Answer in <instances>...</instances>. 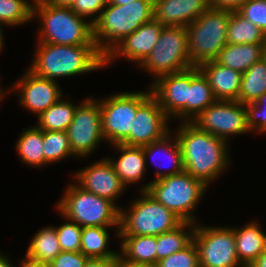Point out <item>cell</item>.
Wrapping results in <instances>:
<instances>
[{"instance_id":"1","label":"cell","mask_w":266,"mask_h":267,"mask_svg":"<svg viewBox=\"0 0 266 267\" xmlns=\"http://www.w3.org/2000/svg\"><path fill=\"white\" fill-rule=\"evenodd\" d=\"M175 126L171 131L180 145L184 170L207 187L214 186L234 164L231 145L192 122H178Z\"/></svg>"},{"instance_id":"2","label":"cell","mask_w":266,"mask_h":267,"mask_svg":"<svg viewBox=\"0 0 266 267\" xmlns=\"http://www.w3.org/2000/svg\"><path fill=\"white\" fill-rule=\"evenodd\" d=\"M28 69L39 77L60 82L105 68V57L96 45L35 43ZM60 80V81H59Z\"/></svg>"},{"instance_id":"3","label":"cell","mask_w":266,"mask_h":267,"mask_svg":"<svg viewBox=\"0 0 266 267\" xmlns=\"http://www.w3.org/2000/svg\"><path fill=\"white\" fill-rule=\"evenodd\" d=\"M36 42L58 45H96L93 24L70 7L52 5L44 0L33 5Z\"/></svg>"},{"instance_id":"4","label":"cell","mask_w":266,"mask_h":267,"mask_svg":"<svg viewBox=\"0 0 266 267\" xmlns=\"http://www.w3.org/2000/svg\"><path fill=\"white\" fill-rule=\"evenodd\" d=\"M154 19L153 0L108 4L93 23L94 42L105 57L125 37Z\"/></svg>"},{"instance_id":"5","label":"cell","mask_w":266,"mask_h":267,"mask_svg":"<svg viewBox=\"0 0 266 267\" xmlns=\"http://www.w3.org/2000/svg\"><path fill=\"white\" fill-rule=\"evenodd\" d=\"M62 189L53 206L81 227H119L120 208L112 201L87 192L73 180Z\"/></svg>"},{"instance_id":"6","label":"cell","mask_w":266,"mask_h":267,"mask_svg":"<svg viewBox=\"0 0 266 267\" xmlns=\"http://www.w3.org/2000/svg\"><path fill=\"white\" fill-rule=\"evenodd\" d=\"M131 199L120 208L119 236H158L183 222L147 191H138Z\"/></svg>"},{"instance_id":"7","label":"cell","mask_w":266,"mask_h":267,"mask_svg":"<svg viewBox=\"0 0 266 267\" xmlns=\"http://www.w3.org/2000/svg\"><path fill=\"white\" fill-rule=\"evenodd\" d=\"M210 190L185 170L150 182L147 192L183 222L198 223V207Z\"/></svg>"},{"instance_id":"8","label":"cell","mask_w":266,"mask_h":267,"mask_svg":"<svg viewBox=\"0 0 266 267\" xmlns=\"http://www.w3.org/2000/svg\"><path fill=\"white\" fill-rule=\"evenodd\" d=\"M232 10L210 7L189 24L187 29V52L194 67L216 60L228 44L227 27Z\"/></svg>"},{"instance_id":"9","label":"cell","mask_w":266,"mask_h":267,"mask_svg":"<svg viewBox=\"0 0 266 267\" xmlns=\"http://www.w3.org/2000/svg\"><path fill=\"white\" fill-rule=\"evenodd\" d=\"M146 85L144 90H122L100 97L102 134L108 146L121 144L129 136L137 109L152 95Z\"/></svg>"},{"instance_id":"10","label":"cell","mask_w":266,"mask_h":267,"mask_svg":"<svg viewBox=\"0 0 266 267\" xmlns=\"http://www.w3.org/2000/svg\"><path fill=\"white\" fill-rule=\"evenodd\" d=\"M192 67L187 52L186 27L164 26L151 53L136 70L150 76V85L162 75L179 73Z\"/></svg>"},{"instance_id":"11","label":"cell","mask_w":266,"mask_h":267,"mask_svg":"<svg viewBox=\"0 0 266 267\" xmlns=\"http://www.w3.org/2000/svg\"><path fill=\"white\" fill-rule=\"evenodd\" d=\"M66 132L73 155L84 162L95 154L100 144H106L102 134L100 97L82 98Z\"/></svg>"},{"instance_id":"12","label":"cell","mask_w":266,"mask_h":267,"mask_svg":"<svg viewBox=\"0 0 266 267\" xmlns=\"http://www.w3.org/2000/svg\"><path fill=\"white\" fill-rule=\"evenodd\" d=\"M199 267H245L238 259L233 225L199 221L193 234Z\"/></svg>"},{"instance_id":"13","label":"cell","mask_w":266,"mask_h":267,"mask_svg":"<svg viewBox=\"0 0 266 267\" xmlns=\"http://www.w3.org/2000/svg\"><path fill=\"white\" fill-rule=\"evenodd\" d=\"M198 128L232 144L235 136L251 134L247 125L245 104L216 100L192 121Z\"/></svg>"},{"instance_id":"14","label":"cell","mask_w":266,"mask_h":267,"mask_svg":"<svg viewBox=\"0 0 266 267\" xmlns=\"http://www.w3.org/2000/svg\"><path fill=\"white\" fill-rule=\"evenodd\" d=\"M21 75L7 86V94L11 96L16 93L14 96L16 95L17 106L34 114V118L35 116L37 118L67 93L60 86V82L39 77L28 68Z\"/></svg>"},{"instance_id":"15","label":"cell","mask_w":266,"mask_h":267,"mask_svg":"<svg viewBox=\"0 0 266 267\" xmlns=\"http://www.w3.org/2000/svg\"><path fill=\"white\" fill-rule=\"evenodd\" d=\"M74 171L69 175L83 190L110 200L119 208L123 206L118 201L123 198L128 189L117 176L113 165L105 155Z\"/></svg>"},{"instance_id":"16","label":"cell","mask_w":266,"mask_h":267,"mask_svg":"<svg viewBox=\"0 0 266 267\" xmlns=\"http://www.w3.org/2000/svg\"><path fill=\"white\" fill-rule=\"evenodd\" d=\"M172 121L151 95L138 109L129 136L121 143L143 147L163 139L171 132Z\"/></svg>"},{"instance_id":"17","label":"cell","mask_w":266,"mask_h":267,"mask_svg":"<svg viewBox=\"0 0 266 267\" xmlns=\"http://www.w3.org/2000/svg\"><path fill=\"white\" fill-rule=\"evenodd\" d=\"M163 27L154 19L141 25L105 56V69H110L111 65L119 63L122 59L137 69L156 45Z\"/></svg>"},{"instance_id":"18","label":"cell","mask_w":266,"mask_h":267,"mask_svg":"<svg viewBox=\"0 0 266 267\" xmlns=\"http://www.w3.org/2000/svg\"><path fill=\"white\" fill-rule=\"evenodd\" d=\"M149 86L172 124L187 122L188 70L162 75Z\"/></svg>"},{"instance_id":"19","label":"cell","mask_w":266,"mask_h":267,"mask_svg":"<svg viewBox=\"0 0 266 267\" xmlns=\"http://www.w3.org/2000/svg\"><path fill=\"white\" fill-rule=\"evenodd\" d=\"M110 149H113L117 154L110 156L106 155L107 159L114 167L115 173L121 179L122 183L129 187H137L138 191H147L151 180L146 181V163L144 157L143 147L128 146L124 144L109 145ZM146 181L145 183H143ZM143 183V184H141Z\"/></svg>"},{"instance_id":"20","label":"cell","mask_w":266,"mask_h":267,"mask_svg":"<svg viewBox=\"0 0 266 267\" xmlns=\"http://www.w3.org/2000/svg\"><path fill=\"white\" fill-rule=\"evenodd\" d=\"M143 151L147 171L152 164L156 167L153 171L154 177L150 179L151 181L184 171L180 145L172 131L163 139L143 146Z\"/></svg>"},{"instance_id":"21","label":"cell","mask_w":266,"mask_h":267,"mask_svg":"<svg viewBox=\"0 0 266 267\" xmlns=\"http://www.w3.org/2000/svg\"><path fill=\"white\" fill-rule=\"evenodd\" d=\"M154 20L163 26L187 27L211 6L209 0H153Z\"/></svg>"},{"instance_id":"22","label":"cell","mask_w":266,"mask_h":267,"mask_svg":"<svg viewBox=\"0 0 266 267\" xmlns=\"http://www.w3.org/2000/svg\"><path fill=\"white\" fill-rule=\"evenodd\" d=\"M233 231L238 259L249 267L266 250V230L257 218L233 225Z\"/></svg>"},{"instance_id":"23","label":"cell","mask_w":266,"mask_h":267,"mask_svg":"<svg viewBox=\"0 0 266 267\" xmlns=\"http://www.w3.org/2000/svg\"><path fill=\"white\" fill-rule=\"evenodd\" d=\"M198 68L207 78L217 100L238 101L242 73L225 67L216 60L204 62Z\"/></svg>"},{"instance_id":"24","label":"cell","mask_w":266,"mask_h":267,"mask_svg":"<svg viewBox=\"0 0 266 267\" xmlns=\"http://www.w3.org/2000/svg\"><path fill=\"white\" fill-rule=\"evenodd\" d=\"M112 238L119 244V227H83L81 252L88 258H115L119 247L116 250L110 247Z\"/></svg>"},{"instance_id":"25","label":"cell","mask_w":266,"mask_h":267,"mask_svg":"<svg viewBox=\"0 0 266 267\" xmlns=\"http://www.w3.org/2000/svg\"><path fill=\"white\" fill-rule=\"evenodd\" d=\"M31 125L23 128L14 148L22 166L41 171L44 169L43 131L35 124Z\"/></svg>"},{"instance_id":"26","label":"cell","mask_w":266,"mask_h":267,"mask_svg":"<svg viewBox=\"0 0 266 267\" xmlns=\"http://www.w3.org/2000/svg\"><path fill=\"white\" fill-rule=\"evenodd\" d=\"M31 236L24 253L25 259L38 264H48L60 254L61 246L54 225L41 226Z\"/></svg>"},{"instance_id":"27","label":"cell","mask_w":266,"mask_h":267,"mask_svg":"<svg viewBox=\"0 0 266 267\" xmlns=\"http://www.w3.org/2000/svg\"><path fill=\"white\" fill-rule=\"evenodd\" d=\"M216 100L207 78L199 68L188 69L187 122H192Z\"/></svg>"},{"instance_id":"28","label":"cell","mask_w":266,"mask_h":267,"mask_svg":"<svg viewBox=\"0 0 266 267\" xmlns=\"http://www.w3.org/2000/svg\"><path fill=\"white\" fill-rule=\"evenodd\" d=\"M119 255L132 263L157 264L156 236H119Z\"/></svg>"},{"instance_id":"29","label":"cell","mask_w":266,"mask_h":267,"mask_svg":"<svg viewBox=\"0 0 266 267\" xmlns=\"http://www.w3.org/2000/svg\"><path fill=\"white\" fill-rule=\"evenodd\" d=\"M70 93H65L54 105L40 114L35 124L42 131H67L71 124L77 105L73 102Z\"/></svg>"},{"instance_id":"30","label":"cell","mask_w":266,"mask_h":267,"mask_svg":"<svg viewBox=\"0 0 266 267\" xmlns=\"http://www.w3.org/2000/svg\"><path fill=\"white\" fill-rule=\"evenodd\" d=\"M264 44H227L216 61L240 73L262 59Z\"/></svg>"},{"instance_id":"31","label":"cell","mask_w":266,"mask_h":267,"mask_svg":"<svg viewBox=\"0 0 266 267\" xmlns=\"http://www.w3.org/2000/svg\"><path fill=\"white\" fill-rule=\"evenodd\" d=\"M196 224L182 222L175 229L156 236L157 262L187 247L193 241Z\"/></svg>"},{"instance_id":"32","label":"cell","mask_w":266,"mask_h":267,"mask_svg":"<svg viewBox=\"0 0 266 267\" xmlns=\"http://www.w3.org/2000/svg\"><path fill=\"white\" fill-rule=\"evenodd\" d=\"M228 44H265L266 35L251 21L232 11L227 27Z\"/></svg>"},{"instance_id":"33","label":"cell","mask_w":266,"mask_h":267,"mask_svg":"<svg viewBox=\"0 0 266 267\" xmlns=\"http://www.w3.org/2000/svg\"><path fill=\"white\" fill-rule=\"evenodd\" d=\"M263 93H266V62L261 59L242 74L238 102H255Z\"/></svg>"},{"instance_id":"34","label":"cell","mask_w":266,"mask_h":267,"mask_svg":"<svg viewBox=\"0 0 266 267\" xmlns=\"http://www.w3.org/2000/svg\"><path fill=\"white\" fill-rule=\"evenodd\" d=\"M44 168L66 159H77L72 151L66 131H43Z\"/></svg>"},{"instance_id":"35","label":"cell","mask_w":266,"mask_h":267,"mask_svg":"<svg viewBox=\"0 0 266 267\" xmlns=\"http://www.w3.org/2000/svg\"><path fill=\"white\" fill-rule=\"evenodd\" d=\"M33 5L31 0H0V25L10 29L34 22Z\"/></svg>"},{"instance_id":"36","label":"cell","mask_w":266,"mask_h":267,"mask_svg":"<svg viewBox=\"0 0 266 267\" xmlns=\"http://www.w3.org/2000/svg\"><path fill=\"white\" fill-rule=\"evenodd\" d=\"M58 216L63 220L61 224L55 225L61 251L81 252V236L83 227L62 215L57 209Z\"/></svg>"},{"instance_id":"37","label":"cell","mask_w":266,"mask_h":267,"mask_svg":"<svg viewBox=\"0 0 266 267\" xmlns=\"http://www.w3.org/2000/svg\"><path fill=\"white\" fill-rule=\"evenodd\" d=\"M247 125L252 135H266V93L252 103L245 104Z\"/></svg>"},{"instance_id":"38","label":"cell","mask_w":266,"mask_h":267,"mask_svg":"<svg viewBox=\"0 0 266 267\" xmlns=\"http://www.w3.org/2000/svg\"><path fill=\"white\" fill-rule=\"evenodd\" d=\"M155 267H199L198 250L194 241L184 249L161 259Z\"/></svg>"},{"instance_id":"39","label":"cell","mask_w":266,"mask_h":267,"mask_svg":"<svg viewBox=\"0 0 266 267\" xmlns=\"http://www.w3.org/2000/svg\"><path fill=\"white\" fill-rule=\"evenodd\" d=\"M237 12L266 35V0H248Z\"/></svg>"},{"instance_id":"40","label":"cell","mask_w":266,"mask_h":267,"mask_svg":"<svg viewBox=\"0 0 266 267\" xmlns=\"http://www.w3.org/2000/svg\"><path fill=\"white\" fill-rule=\"evenodd\" d=\"M107 5L108 0H75L70 8L93 24Z\"/></svg>"},{"instance_id":"41","label":"cell","mask_w":266,"mask_h":267,"mask_svg":"<svg viewBox=\"0 0 266 267\" xmlns=\"http://www.w3.org/2000/svg\"><path fill=\"white\" fill-rule=\"evenodd\" d=\"M82 252L61 251L60 254L50 263L48 267H84L87 260Z\"/></svg>"},{"instance_id":"42","label":"cell","mask_w":266,"mask_h":267,"mask_svg":"<svg viewBox=\"0 0 266 267\" xmlns=\"http://www.w3.org/2000/svg\"><path fill=\"white\" fill-rule=\"evenodd\" d=\"M248 0H209L212 8L237 11Z\"/></svg>"},{"instance_id":"43","label":"cell","mask_w":266,"mask_h":267,"mask_svg":"<svg viewBox=\"0 0 266 267\" xmlns=\"http://www.w3.org/2000/svg\"><path fill=\"white\" fill-rule=\"evenodd\" d=\"M84 267H114V258H89Z\"/></svg>"},{"instance_id":"44","label":"cell","mask_w":266,"mask_h":267,"mask_svg":"<svg viewBox=\"0 0 266 267\" xmlns=\"http://www.w3.org/2000/svg\"><path fill=\"white\" fill-rule=\"evenodd\" d=\"M114 267H149L147 265L132 263L125 260L119 254L114 258Z\"/></svg>"},{"instance_id":"45","label":"cell","mask_w":266,"mask_h":267,"mask_svg":"<svg viewBox=\"0 0 266 267\" xmlns=\"http://www.w3.org/2000/svg\"><path fill=\"white\" fill-rule=\"evenodd\" d=\"M14 261L8 252L4 253L0 249V267H18Z\"/></svg>"},{"instance_id":"46","label":"cell","mask_w":266,"mask_h":267,"mask_svg":"<svg viewBox=\"0 0 266 267\" xmlns=\"http://www.w3.org/2000/svg\"><path fill=\"white\" fill-rule=\"evenodd\" d=\"M18 262L19 264L17 265L19 267H48L47 264H38V263L31 262L25 259L24 256H22Z\"/></svg>"},{"instance_id":"47","label":"cell","mask_w":266,"mask_h":267,"mask_svg":"<svg viewBox=\"0 0 266 267\" xmlns=\"http://www.w3.org/2000/svg\"><path fill=\"white\" fill-rule=\"evenodd\" d=\"M249 267H266V250Z\"/></svg>"},{"instance_id":"48","label":"cell","mask_w":266,"mask_h":267,"mask_svg":"<svg viewBox=\"0 0 266 267\" xmlns=\"http://www.w3.org/2000/svg\"><path fill=\"white\" fill-rule=\"evenodd\" d=\"M52 5L71 7L75 0H44Z\"/></svg>"},{"instance_id":"49","label":"cell","mask_w":266,"mask_h":267,"mask_svg":"<svg viewBox=\"0 0 266 267\" xmlns=\"http://www.w3.org/2000/svg\"><path fill=\"white\" fill-rule=\"evenodd\" d=\"M4 27L0 25V54L4 51L6 48L5 46V32H4ZM3 50V51H2Z\"/></svg>"},{"instance_id":"50","label":"cell","mask_w":266,"mask_h":267,"mask_svg":"<svg viewBox=\"0 0 266 267\" xmlns=\"http://www.w3.org/2000/svg\"><path fill=\"white\" fill-rule=\"evenodd\" d=\"M136 0H108V4L126 5Z\"/></svg>"},{"instance_id":"51","label":"cell","mask_w":266,"mask_h":267,"mask_svg":"<svg viewBox=\"0 0 266 267\" xmlns=\"http://www.w3.org/2000/svg\"><path fill=\"white\" fill-rule=\"evenodd\" d=\"M7 96H8L7 88H0V104L5 101V98H8Z\"/></svg>"},{"instance_id":"52","label":"cell","mask_w":266,"mask_h":267,"mask_svg":"<svg viewBox=\"0 0 266 267\" xmlns=\"http://www.w3.org/2000/svg\"><path fill=\"white\" fill-rule=\"evenodd\" d=\"M262 59L266 62V42H265L264 47H263V56H262Z\"/></svg>"},{"instance_id":"53","label":"cell","mask_w":266,"mask_h":267,"mask_svg":"<svg viewBox=\"0 0 266 267\" xmlns=\"http://www.w3.org/2000/svg\"><path fill=\"white\" fill-rule=\"evenodd\" d=\"M1 72V71H0ZM1 76L2 75H0V88H7V87H5V85L3 86V81L1 80Z\"/></svg>"},{"instance_id":"54","label":"cell","mask_w":266,"mask_h":267,"mask_svg":"<svg viewBox=\"0 0 266 267\" xmlns=\"http://www.w3.org/2000/svg\"><path fill=\"white\" fill-rule=\"evenodd\" d=\"M34 4L39 2L40 0H31Z\"/></svg>"}]
</instances>
